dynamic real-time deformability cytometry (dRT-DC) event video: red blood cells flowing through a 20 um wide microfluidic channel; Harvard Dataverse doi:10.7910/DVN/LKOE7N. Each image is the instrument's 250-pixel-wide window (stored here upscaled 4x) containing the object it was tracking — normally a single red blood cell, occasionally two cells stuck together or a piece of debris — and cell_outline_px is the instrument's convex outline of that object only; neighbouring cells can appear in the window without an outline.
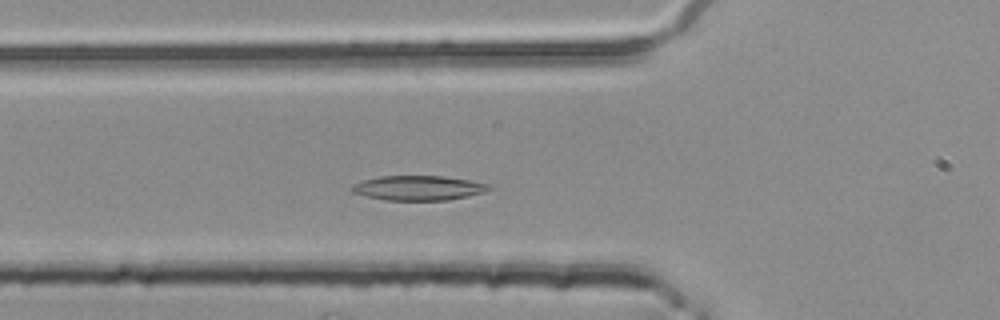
{"species": "common noctule bat (a hibernating species)", "species_latin": "Nyctalus noctula", "temperature_condition": "room temperature", "stored_images_in_passage": 41, "camera_frame_rate_fps": 3000, "um_per_image_px": 0.085, "animal": {"sex": "female", "body_mass_g": 25.1}, "frame": {"image": 1, "passage_image": 10, "time_ms": 3.0, "image_size_px": [1000, 320], "cell_outline_px": [[492, 188], [484, 192], [468, 196], [448, 200], [384, 200], [352, 192], [352, 184], [364, 180], [380, 176], [444, 176], [492, 184]], "centroid_in_image_um": [35.6, 15.97], "position_along_channel_um": 90.2, "area_um2": 19.65}}
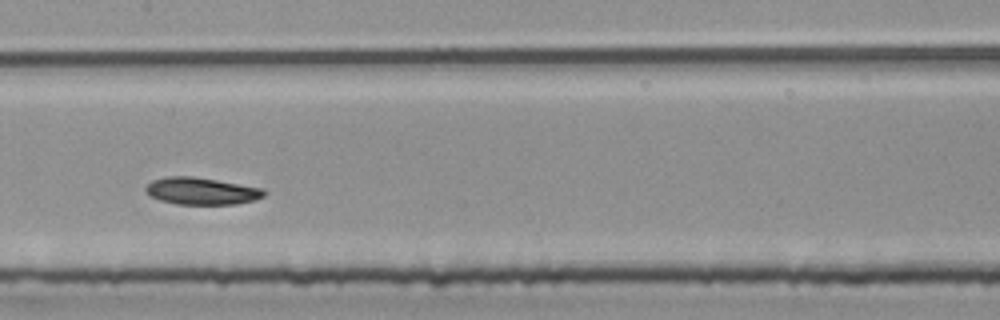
{"frame": {"image": 2, "passage_image": 18, "time_ms": 5.667, "image_size_px": [1000, 320], "cell_outline_px": [[268, 192], [264, 196], [252, 200], [236, 204], [176, 204], [160, 200], [152, 196], [144, 188], [152, 180], [164, 176], [192, 176], [264, 188]], "centroid_in_image_um": [17.14, 16.23], "position_along_channel_um": 190.3, "area_um2": 18.61}}
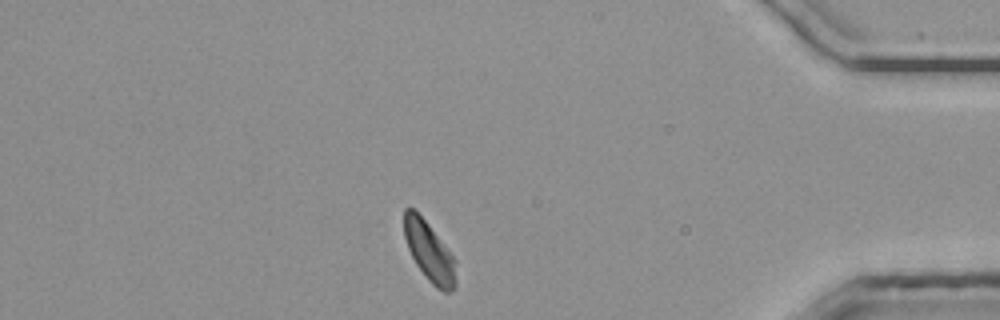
{"frame": {"image": 3, "passage_image": 38, "time_ms": 12.333, "image_size_px": [1000, 320], "cell_outline_px": [[456, 288], [452, 292], [444, 292], [436, 288], [428, 280], [416, 264], [408, 248], [404, 236], [404, 208], [412, 208], [424, 220], [456, 260]], "centroid_in_image_um": [36.51, 21.46], "position_along_channel_um": 398.7, "area_um2": 17.74}, "authors_computed_cell_mechanics": {"area_um2": 18.785, "velocity_mm_per_s": 3.7357, "shape_relaxation_time_tau1_ms": 3.2156, "shape_relaxation_time_tau2_ms": 4.1993, "deformation_change_tau1": 0.0976, "deformation_change_tau2": 0.0923}}